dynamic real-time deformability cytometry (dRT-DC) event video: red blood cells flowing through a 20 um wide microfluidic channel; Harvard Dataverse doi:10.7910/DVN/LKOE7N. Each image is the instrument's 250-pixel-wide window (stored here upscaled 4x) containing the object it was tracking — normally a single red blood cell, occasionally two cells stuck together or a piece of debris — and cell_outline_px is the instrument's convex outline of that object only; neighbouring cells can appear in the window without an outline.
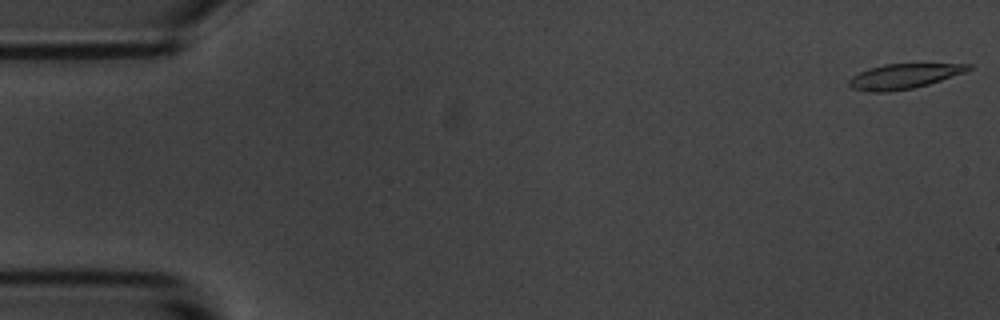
{"species": "common noctule bat (a hibernating species)", "species_latin": "Nyctalus noctula", "temperature_condition": "room temperature", "stored_images_in_passage": 3, "camera_frame_rate_fps": 3000, "um_per_image_px": 0.085, "animal": {"sex": "male", "body_mass_g": 20.1, "forearm_length_mm": 53.5}, "frame": {"image": 1, "passage_image": 1, "time_ms": 0.0, "image_size_px": [1000, 320], "cell_outline_px": [[976, 68], [928, 84], [912, 88], [888, 92], [868, 92], [852, 88], [848, 84], [848, 80], [852, 76], [868, 68], [884, 64], [972, 64]], "centroid_in_image_um": [76.81, 6.48], "position_along_channel_um": 8.2, "area_um2": 17.28}}